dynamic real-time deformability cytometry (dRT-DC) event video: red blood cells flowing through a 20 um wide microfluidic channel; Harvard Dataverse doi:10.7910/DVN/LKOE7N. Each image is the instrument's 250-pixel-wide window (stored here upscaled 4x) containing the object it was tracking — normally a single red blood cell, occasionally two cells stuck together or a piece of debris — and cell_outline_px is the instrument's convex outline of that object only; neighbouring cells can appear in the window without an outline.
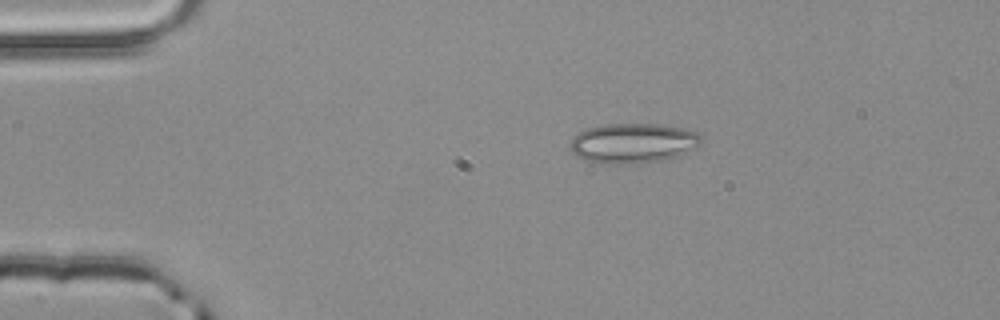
{"species": "common noctule bat (a hibernating species)", "species_latin": "Nyctalus noctula", "temperature_condition": "room temperature", "stored_images_in_passage": 2, "camera_frame_rate_fps": 3000, "um_per_image_px": 0.085, "animal": {"sex": "male", "body_mass_g": 20.4}, "frame": {"image": 1, "passage_image": 1, "time_ms": 0.0, "image_size_px": [1000, 320], "cell_outline_px": [[700, 144], [696, 148], [680, 156], [660, 160], [628, 164], [600, 164], [584, 160], [576, 156], [572, 152], [568, 144], [572, 136], [584, 128], [604, 124], [656, 124], [684, 128], [696, 132], [700, 136]], "centroid_in_image_um": [53.74, 12.17], "position_along_channel_um": 31.3, "area_um2": 30.92}}